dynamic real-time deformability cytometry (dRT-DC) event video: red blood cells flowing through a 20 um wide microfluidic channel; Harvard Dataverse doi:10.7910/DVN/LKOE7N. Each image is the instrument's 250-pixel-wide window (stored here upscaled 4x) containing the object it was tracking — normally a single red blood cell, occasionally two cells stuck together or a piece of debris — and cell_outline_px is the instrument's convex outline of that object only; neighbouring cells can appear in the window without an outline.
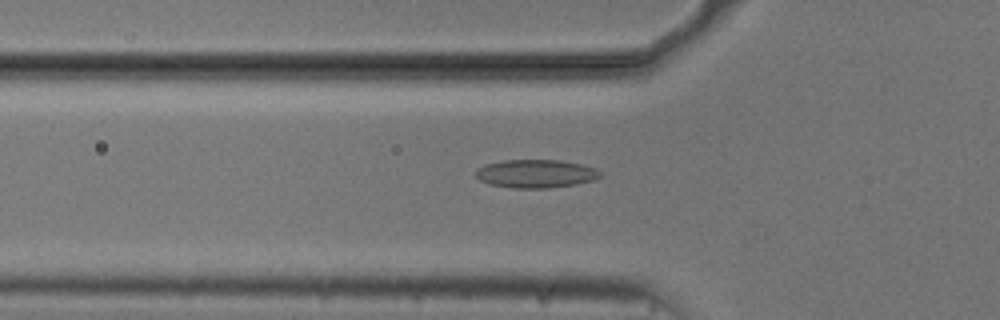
{"species": "common noctule bat (a hibernating species)", "species_latin": "Nyctalus noctula", "temperature_condition": "cold", "stored_images_in_passage": 28, "camera_frame_rate_fps": 3000, "um_per_image_px": 0.085, "animal": {"sex": "male", "body_mass_g": 20.5, "forearm_length_mm": 52.5}, "frame": {"image": 1, "passage_image": 9, "time_ms": 2.667, "image_size_px": [1000, 320], "cell_outline_px": [[600, 176], [596, 180], [576, 184], [548, 188], [512, 188], [492, 184], [480, 180], [476, 176], [476, 168], [484, 164], [504, 160], [560, 160], [580, 164], [596, 168], [600, 172]], "centroid_in_image_um": [45.55, 14.76], "position_along_channel_um": 80.3, "area_um2": 20.52}}
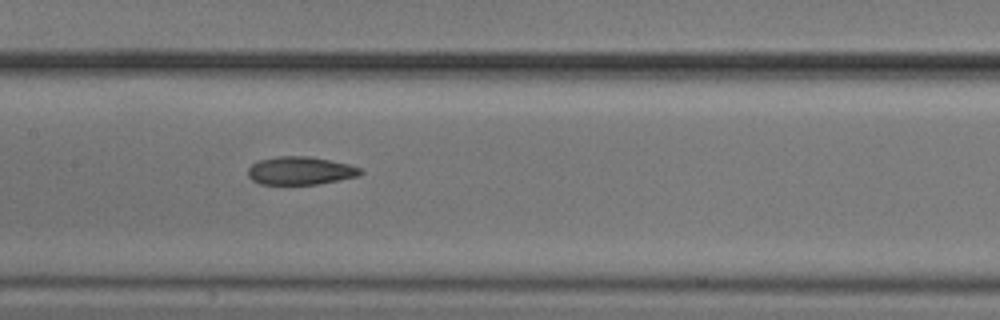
{"frame": {"image": 2, "passage_image": 17, "time_ms": 5.333, "image_size_px": [1000, 320], "cell_outline_px": [[364, 172], [360, 176], [316, 184], [260, 184], [252, 180], [248, 176], [248, 168], [252, 164], [260, 160], [280, 156], [308, 156], [348, 164], [360, 168]], "centroid_in_image_um": [25.53, 14.51], "position_along_channel_um": 181.9, "area_um2": 18.26}}
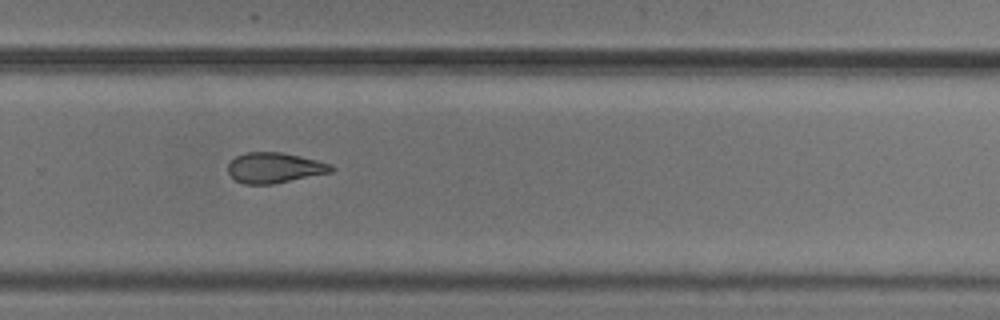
{"frame": {"image": 3, "passage_image": 27, "time_ms": 8.667, "image_size_px": [1000, 320], "cell_outline_px": [[336, 168], [332, 172], [272, 184], [244, 184], [236, 180], [228, 172], [228, 164], [236, 156], [244, 152], [280, 152], [300, 156], [332, 164]], "centroid_in_image_um": [23.34, 14.25], "position_along_channel_um": 306.5, "area_um2": 18.26}, "authors_computed_cell_mechanics": {"area_um2": 18.6116, "velocity_mm_per_s": 3.7524, "shape_relaxation_time_tau1_ms": null, "shape_relaxation_time_tau2_ms": 6.2892, "deformation_change_tau1": null, "deformation_change_tau2": 0.1495}}